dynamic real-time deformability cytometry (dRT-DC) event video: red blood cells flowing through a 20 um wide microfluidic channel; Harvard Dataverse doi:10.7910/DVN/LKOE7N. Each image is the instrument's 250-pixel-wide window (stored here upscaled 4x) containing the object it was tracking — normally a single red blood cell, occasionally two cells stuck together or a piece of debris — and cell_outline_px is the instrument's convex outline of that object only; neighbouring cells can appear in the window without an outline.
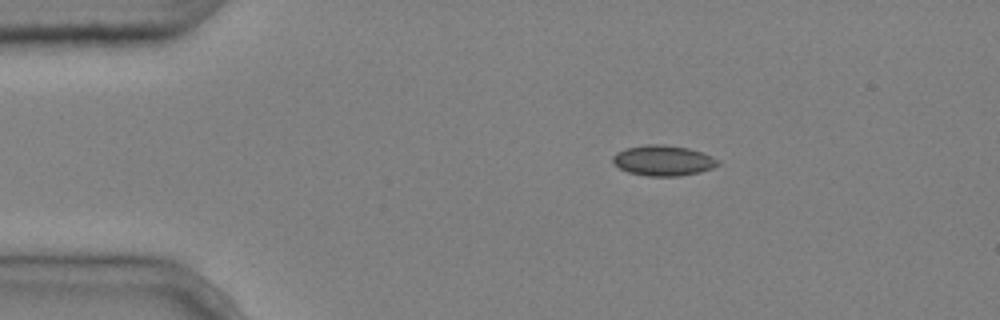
{"species": "common noctule bat (a hibernating species)", "species_latin": "Nyctalus noctula", "temperature_condition": "cold", "stored_images_in_passage": 3, "camera_frame_rate_fps": 3000, "um_per_image_px": 0.085, "animal": {"sex": "male", "body_mass_g": 20.4}, "frame": {"image": 1, "passage_image": 1, "time_ms": 0.0, "image_size_px": [1000, 320], "cell_outline_px": [[720, 164], [712, 168], [700, 172], [680, 176], [648, 176], [628, 172], [620, 168], [612, 160], [612, 156], [616, 152], [624, 148], [644, 144], [664, 144], [688, 148], [712, 156], [720, 160]], "centroid_in_image_um": [56.37, 13.63], "position_along_channel_um": 28.6, "area_um2": 18.79}}
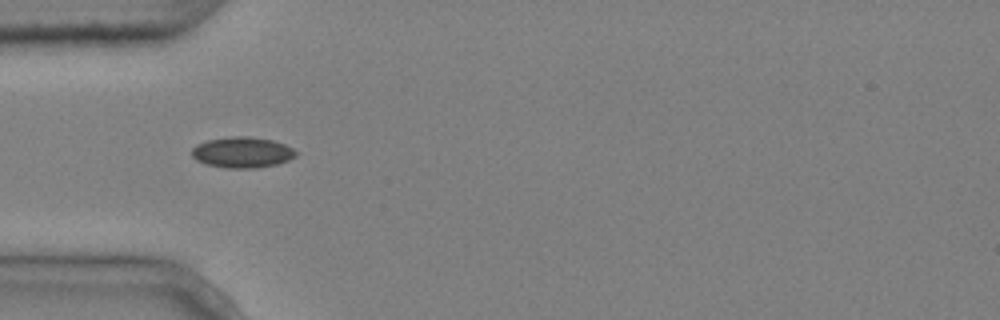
{"frame": {"image": 2, "passage_image": 3, "time_ms": 0.667, "image_size_px": [1000, 320], "cell_outline_px": [[296, 156], [288, 160], [276, 164], [256, 168], [224, 168], [204, 164], [196, 160], [192, 156], [192, 148], [196, 144], [208, 140], [232, 136], [252, 136], [272, 140], [284, 144], [292, 148], [296, 152]], "centroid_in_image_um": [20.56, 12.95], "position_along_channel_um": 64.4, "area_um2": 18.79}}